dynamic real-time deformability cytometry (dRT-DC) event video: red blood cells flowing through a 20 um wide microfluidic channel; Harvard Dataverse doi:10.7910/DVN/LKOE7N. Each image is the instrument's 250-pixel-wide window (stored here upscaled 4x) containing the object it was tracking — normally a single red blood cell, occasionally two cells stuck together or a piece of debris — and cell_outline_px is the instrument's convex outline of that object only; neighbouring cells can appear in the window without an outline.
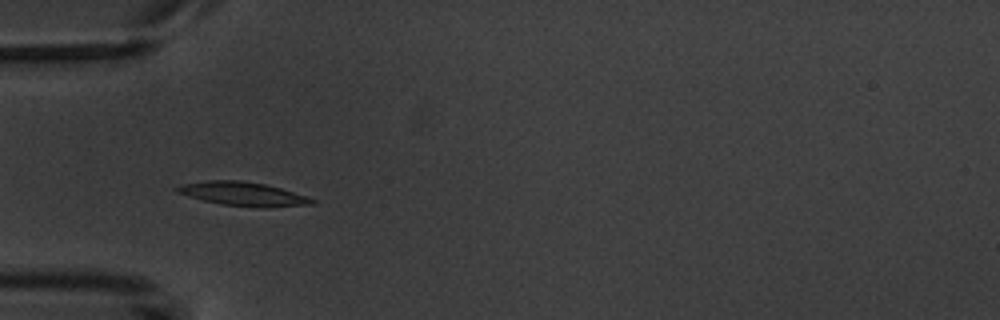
{"species": "common noctule bat (a hibernating species)", "species_latin": "Nyctalus noctula", "temperature_condition": "warm", "stored_images_in_passage": 3, "camera_frame_rate_fps": 3000, "um_per_image_px": 0.085, "animal": {"sex": "male", "body_mass_g": 20.1, "forearm_length_mm": 53.5}, "frame": {"image": 1, "passage_image": 2, "time_ms": 1.0, "image_size_px": [1000, 320], "cell_outline_px": [[316, 204], [264, 208], [220, 204], [188, 196], [176, 192], [172, 188], [184, 184], [208, 180], [240, 180], [264, 184], [280, 188], [308, 196], [316, 200]], "centroid_in_image_um": [20.69, 16.49], "position_along_channel_um": 64.3, "area_um2": 18.79}}